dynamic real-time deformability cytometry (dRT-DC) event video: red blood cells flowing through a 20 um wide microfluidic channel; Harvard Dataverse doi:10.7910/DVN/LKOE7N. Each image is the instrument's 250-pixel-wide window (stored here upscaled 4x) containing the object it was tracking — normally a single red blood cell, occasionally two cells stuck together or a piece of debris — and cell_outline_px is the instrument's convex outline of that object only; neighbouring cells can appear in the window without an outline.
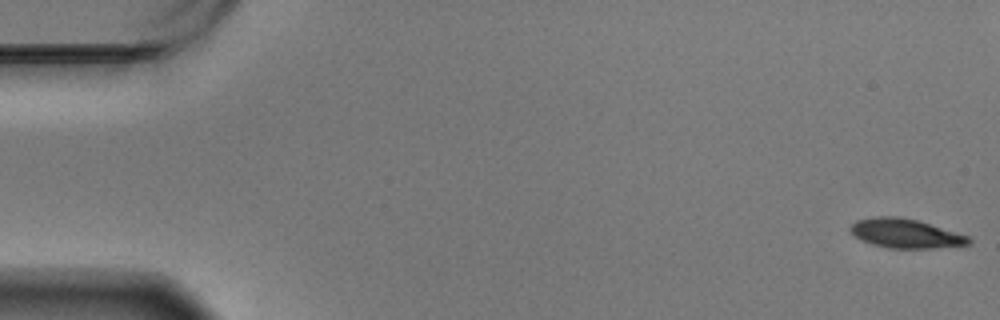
{"species": "Egyptian fruit bat (a non-hibernating species)", "species_latin": "Rousettus aegyptiacus", "temperature_condition": "warm", "stored_images_in_passage": 60, "camera_frame_rate_fps": 3000, "um_per_image_px": 0.085, "animal": {"sex": "male"}, "frame": {"image": 1, "passage_image": 1, "time_ms": 0.0, "image_size_px": [1000, 320], "cell_outline_px": [[972, 240], [968, 244], [932, 248], [888, 248], [860, 240], [848, 228], [856, 220], [876, 216], [896, 216], [916, 220], [968, 236]], "centroid_in_image_um": [76.92, 19.84], "position_along_channel_um": 8.1, "area_um2": 19.77}}
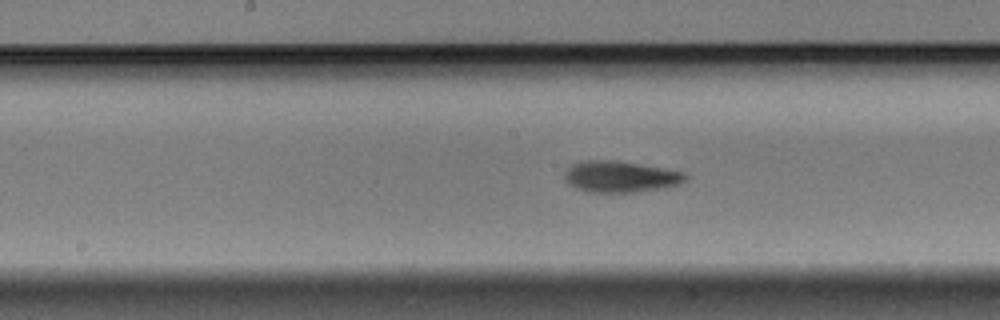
{"frame": {"image": 2, "passage_image": 30, "time_ms": 9.667, "image_size_px": [1000, 320], "cell_outline_px": [[688, 180], [680, 184], [664, 188], [636, 192], [588, 192], [576, 188], [568, 184], [564, 180], [564, 172], [572, 164], [584, 160], [616, 160], [668, 168], [684, 172], [688, 176]], "centroid_in_image_um": [52.77, 15.01], "position_along_channel_um": 195.4, "area_um2": 22.48}}
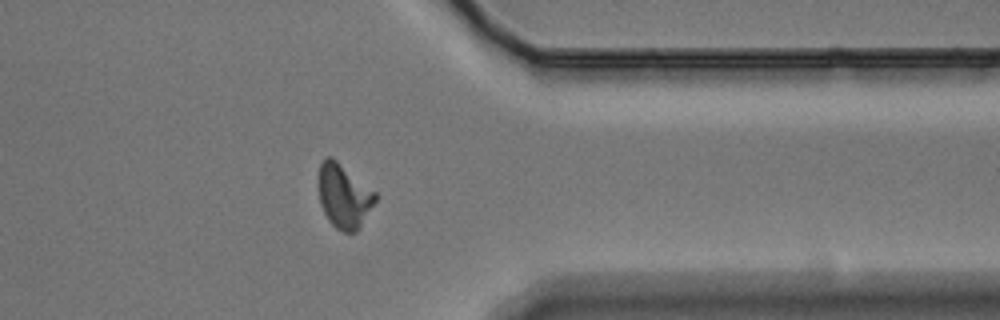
{"frame": {"image": 3, "passage_image": 47, "time_ms": 15.333, "image_size_px": [1000, 320], "cell_outline_px": [[380, 196], [360, 228], [356, 232], [344, 232], [336, 228], [328, 220], [320, 204], [316, 184], [316, 180], [320, 164], [328, 156], [332, 156], [376, 192]], "centroid_in_image_um": [29.23, 16.66], "position_along_channel_um": 382.2, "area_um2": 21.85}, "authors_computed_cell_mechanics": {"area_um2": 20.7502, "velocity_mm_per_s": 3.4521, "shape_relaxation_time_tau1_ms": 2.4426, "shape_relaxation_time_tau2_ms": 2.326, "deformation_change_tau1": 0.1474, "deformation_change_tau2": 0.0804}}